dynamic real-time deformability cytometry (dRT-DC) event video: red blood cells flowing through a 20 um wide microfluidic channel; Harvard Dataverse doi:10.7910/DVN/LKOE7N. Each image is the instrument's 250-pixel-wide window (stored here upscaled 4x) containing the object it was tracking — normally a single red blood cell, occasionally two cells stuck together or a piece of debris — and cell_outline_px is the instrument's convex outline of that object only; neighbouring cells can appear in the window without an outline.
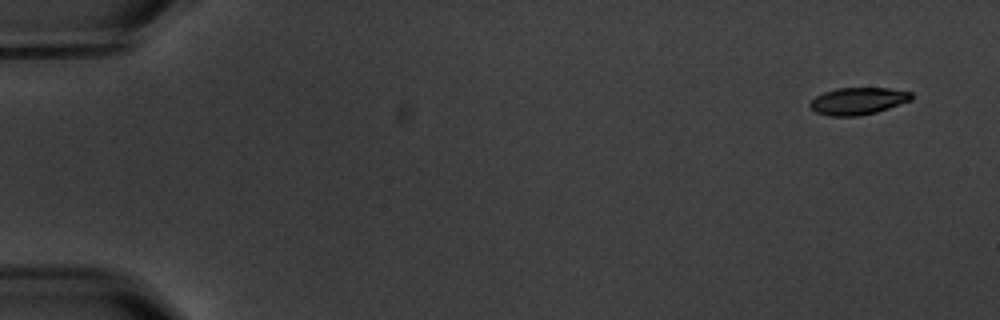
{"species": "common noctule bat (a hibernating species)", "species_latin": "Nyctalus noctula", "temperature_condition": "warm", "stored_images_in_passage": 9, "camera_frame_rate_fps": 3000, "um_per_image_px": 0.085, "animal": {"sex": "male", "body_mass_g": 20.1, "forearm_length_mm": 53.5}, "frame": {"image": 1, "passage_image": 1, "time_ms": 0.0, "image_size_px": [1000, 320], "cell_outline_px": [[912, 100], [876, 112], [860, 116], [828, 116], [816, 112], [808, 104], [816, 96], [824, 92], [836, 88], [888, 88], [912, 92]], "centroid_in_image_um": [72.93, 8.59], "position_along_channel_um": 12.1, "area_um2": 16.01}}
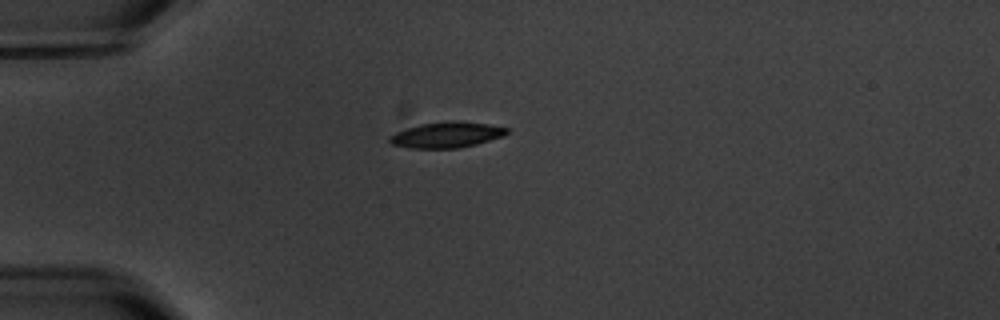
{"frame": {"image": 2, "passage_image": 4, "time_ms": 4.333, "image_size_px": [1000, 320], "cell_outline_px": [[508, 132], [500, 136], [476, 144], [460, 148], [412, 148], [392, 144], [388, 140], [388, 136], [396, 132], [420, 124], [452, 120], [488, 124], [508, 128]], "centroid_in_image_um": [37.92, 11.46], "position_along_channel_um": 47.1, "area_um2": 17.34}}
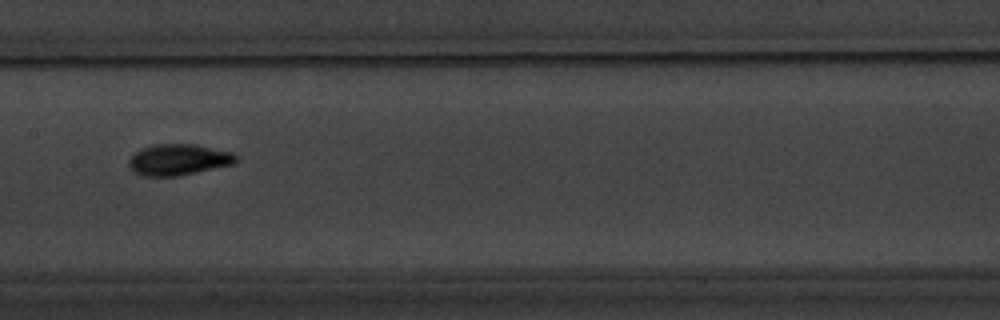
{"frame": {"image": 3, "passage_image": 8, "time_ms": 9.0, "image_size_px": [1000, 320], "cell_outline_px": [[240, 156], [232, 164], [176, 176], [144, 176], [132, 172], [128, 164], [128, 160], [140, 148], [156, 144], [196, 144], [236, 152]], "centroid_in_image_um": [15.18, 13.55], "position_along_channel_um": 192.2, "area_um2": 19.59}}